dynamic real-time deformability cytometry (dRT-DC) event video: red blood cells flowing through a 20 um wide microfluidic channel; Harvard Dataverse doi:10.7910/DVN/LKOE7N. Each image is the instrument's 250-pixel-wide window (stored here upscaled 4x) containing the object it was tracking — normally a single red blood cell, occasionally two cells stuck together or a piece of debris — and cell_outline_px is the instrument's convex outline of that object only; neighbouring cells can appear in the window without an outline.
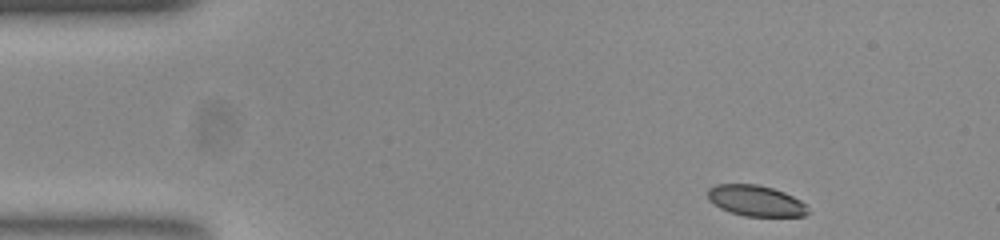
{"species": "common noctule bat (a hibernating species)", "species_latin": "Nyctalus noctula", "temperature_condition": "room temperature", "stored_images_in_passage": 11, "camera_frame_rate_fps": 3000, "um_per_image_px": 0.085, "animal": {"sex": "female", "body_mass_g": 23.0, "forearm_length_mm": 53.4}, "frame": {"image": 1, "passage_image": 1, "time_ms": 0.0, "image_size_px": [1000, 240], "cell_outline_px": [[808, 212], [804, 216], [744, 216], [720, 208], [708, 200], [708, 188], [716, 184], [756, 184], [772, 188], [784, 192], [800, 200], [804, 204]], "centroid_in_image_um": [64.2, 17.05], "position_along_channel_um": 20.8, "area_um2": 17.86}}